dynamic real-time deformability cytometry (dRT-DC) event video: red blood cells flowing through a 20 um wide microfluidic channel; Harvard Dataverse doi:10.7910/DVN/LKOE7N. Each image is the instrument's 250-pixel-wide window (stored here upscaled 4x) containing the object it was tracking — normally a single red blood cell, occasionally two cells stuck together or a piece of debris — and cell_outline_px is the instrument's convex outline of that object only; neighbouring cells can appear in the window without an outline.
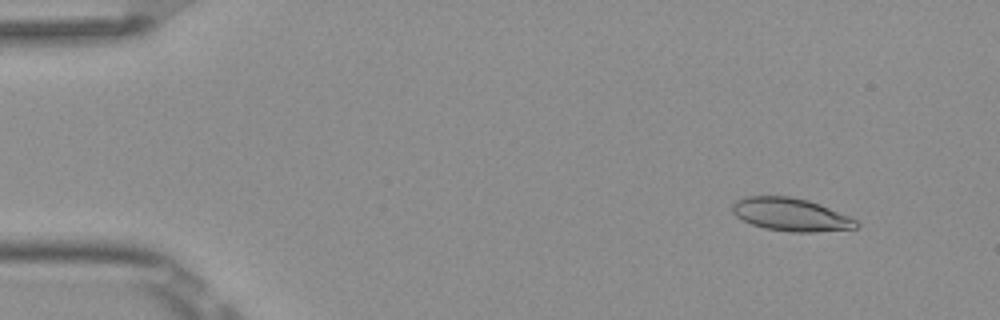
{"species": "Egyptian fruit bat (a non-hibernating species)", "species_latin": "Rousettus aegyptiacus", "temperature_condition": "room temperature", "stored_images_in_passage": 4, "camera_frame_rate_fps": 3000, "um_per_image_px": 0.085, "frame": {"image": 1, "passage_image": 1, "time_ms": 0.0, "image_size_px": [1000, 320], "cell_outline_px": [[860, 224], [856, 228], [816, 232], [788, 232], [764, 228], [752, 224], [736, 216], [732, 212], [732, 204], [736, 200], [744, 196], [788, 196], [808, 200], [820, 204], [848, 216], [856, 220]], "centroid_in_image_um": [67.2, 18.24], "position_along_channel_um": 17.8, "area_um2": 23.81}}
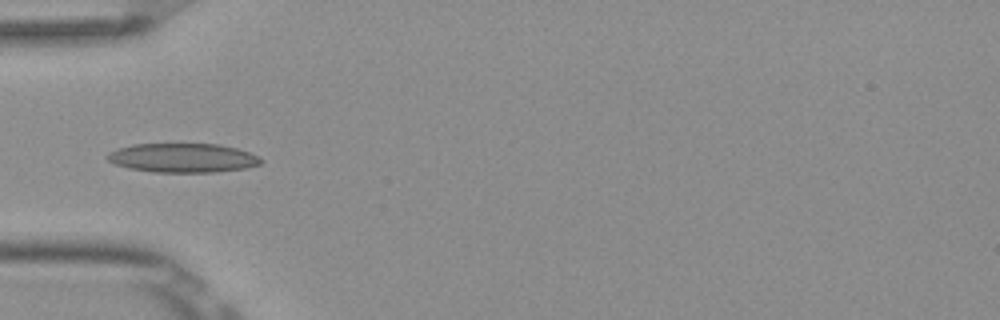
{"frame": {"image": 2, "passage_image": 4, "time_ms": 1.0, "image_size_px": [1000, 320], "cell_outline_px": [[264, 160], [260, 164], [248, 168], [216, 172], [152, 172], [128, 168], [116, 164], [108, 160], [104, 156], [108, 152], [132, 144], [220, 144], [236, 148], [260, 156]], "centroid_in_image_um": [15.56, 13.42], "position_along_channel_um": 69.4, "area_um2": 26.24}}